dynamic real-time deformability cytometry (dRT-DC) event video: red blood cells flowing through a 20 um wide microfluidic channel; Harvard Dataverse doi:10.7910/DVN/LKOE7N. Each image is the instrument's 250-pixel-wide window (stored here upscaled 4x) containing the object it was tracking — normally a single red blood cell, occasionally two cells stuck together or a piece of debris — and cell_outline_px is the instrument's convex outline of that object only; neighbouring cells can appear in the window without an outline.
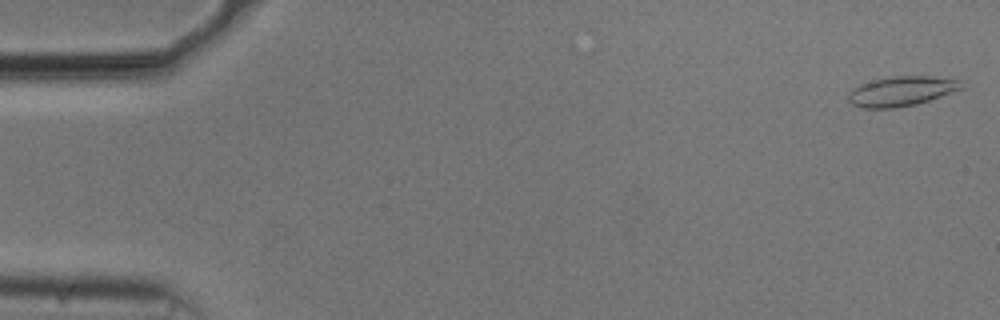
{"species": "common noctule bat (a hibernating species)", "species_latin": "Nyctalus noctula", "temperature_condition": "cold", "stored_images_in_passage": 54, "camera_frame_rate_fps": 3000, "um_per_image_px": 0.085, "animal": {"sex": "male", "body_mass_g": 20.5, "forearm_length_mm": 52.5}, "frame": {"image": 1, "passage_image": 1, "time_ms": 0.0, "image_size_px": [1000, 320], "cell_outline_px": [[964, 88], [916, 104], [896, 108], [864, 108], [852, 104], [848, 100], [848, 92], [852, 88], [860, 84], [892, 76], [932, 76], [960, 80]], "centroid_in_image_um": [76.6, 7.75], "position_along_channel_um": 8.4, "area_um2": 19.48}}
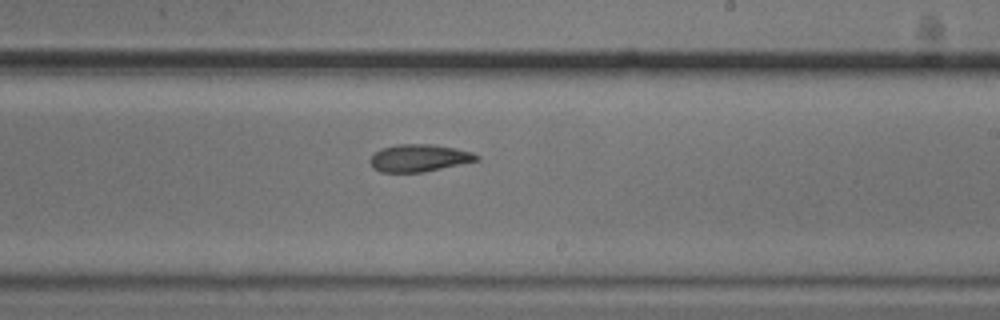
{"frame": {"image": 2, "passage_image": 32, "time_ms": 10.333, "image_size_px": [1000, 320], "cell_outline_px": [[480, 160], [424, 172], [380, 172], [372, 168], [368, 160], [380, 148], [396, 144], [432, 144], [456, 148], [472, 152], [480, 156]], "centroid_in_image_um": [35.61, 13.43], "position_along_channel_um": 253.4, "area_um2": 17.17}}
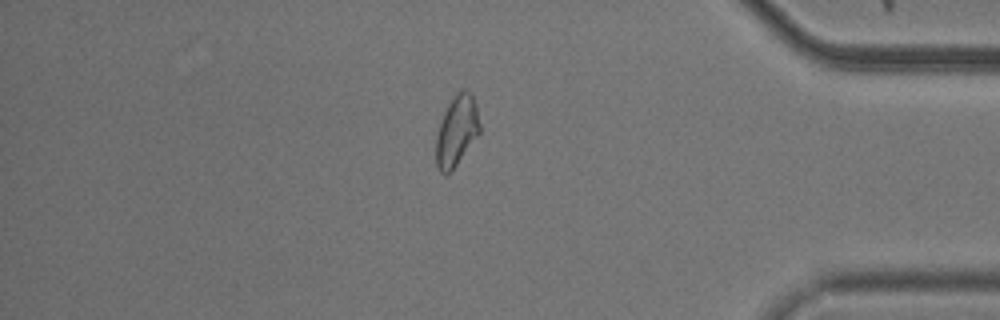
{"frame": {"image": 3, "passage_image": 46, "time_ms": 15.0, "image_size_px": [1000, 320], "cell_outline_px": [[480, 132], [452, 172], [440, 172], [436, 164], [436, 136], [444, 112], [448, 104], [460, 88], [468, 88], [476, 104], [480, 124]], "centroid_in_image_um": [38.83, 11.1], "position_along_channel_um": 396.4, "area_um2": 17.98}, "authors_computed_cell_mechanics": {"area_um2": 18.207, "velocity_mm_per_s": 3.7077, "shape_relaxation_time_tau1_ms": null, "shape_relaxation_time_tau2_ms": 4.4622, "deformation_change_tau1": null, "deformation_change_tau2": 0.1094}}